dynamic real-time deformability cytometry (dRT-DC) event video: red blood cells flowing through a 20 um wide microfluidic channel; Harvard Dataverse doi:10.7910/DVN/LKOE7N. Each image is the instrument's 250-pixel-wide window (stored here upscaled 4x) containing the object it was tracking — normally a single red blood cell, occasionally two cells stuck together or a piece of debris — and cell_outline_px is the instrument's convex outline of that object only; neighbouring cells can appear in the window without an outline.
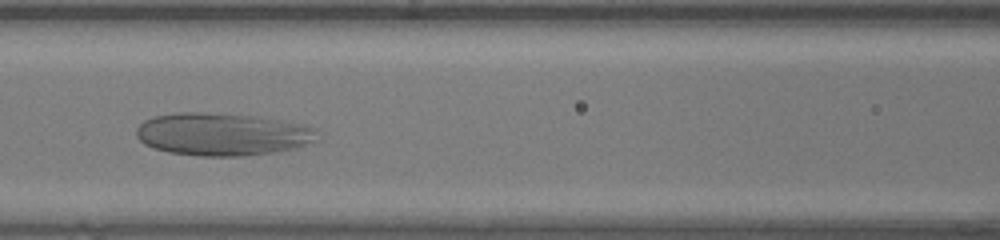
{"species": "human", "species_latin": "Homo sapiens", "temperature_condition": "warm", "stored_images_in_passage": 45, "camera_frame_rate_fps": 3000, "um_per_image_px": 0.085, "donor": {"sex": "female"}, "frame": {"image": 1, "passage_image": 17, "time_ms": 5.333, "image_size_px": [1000, 240], "cell_outline_px": [[320, 140], [296, 148], [276, 152], [244, 156], [200, 156], [168, 152], [152, 148], [144, 144], [136, 136], [136, 128], [144, 120], [156, 116], [180, 112], [200, 112], [260, 116], [304, 124], [316, 128]], "centroid_in_image_um": [18.95, 11.41], "position_along_channel_um": 147.6, "area_um2": 45.6}}
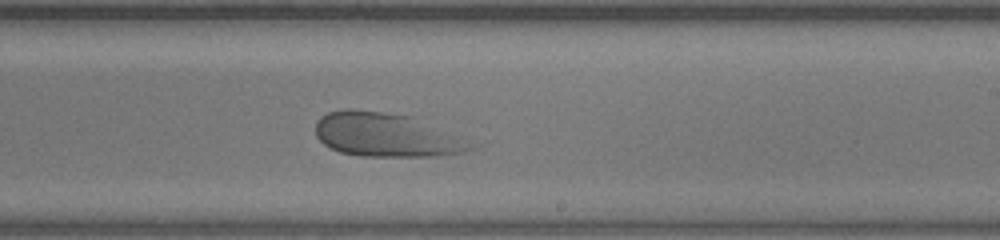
{"frame": {"image": 2, "passage_image": 25, "time_ms": 8.0, "image_size_px": [1000, 240], "cell_outline_px": [[484, 144], [468, 152], [436, 156], [360, 156], [340, 152], [328, 148], [316, 136], [316, 120], [320, 116], [328, 112], [340, 108], [352, 108], [416, 116]], "centroid_in_image_um": [32.98, 11.45], "position_along_channel_um": 256.0, "area_um2": 41.38}}
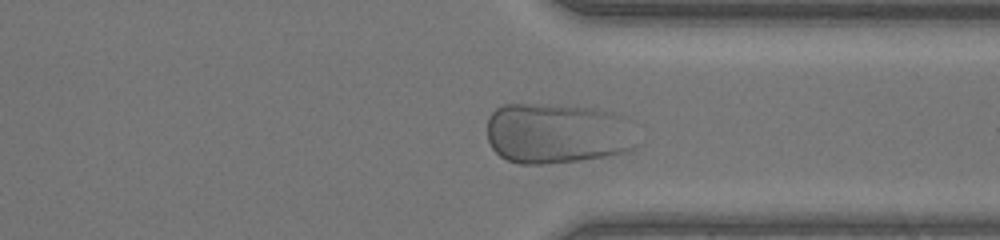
{"frame": {"image": 3, "passage_image": 33, "time_ms": 10.667, "image_size_px": [1000, 240], "cell_outline_px": [[640, 144], [636, 148], [624, 152], [608, 156], [576, 160], [540, 164], [520, 164], [508, 160], [500, 156], [492, 148], [488, 140], [488, 116], [496, 108], [504, 104], [536, 104], [592, 108], [612, 112], [628, 116]], "centroid_in_image_um": [47.42, 11.33], "position_along_channel_um": 364.0, "area_um2": 53.64}}